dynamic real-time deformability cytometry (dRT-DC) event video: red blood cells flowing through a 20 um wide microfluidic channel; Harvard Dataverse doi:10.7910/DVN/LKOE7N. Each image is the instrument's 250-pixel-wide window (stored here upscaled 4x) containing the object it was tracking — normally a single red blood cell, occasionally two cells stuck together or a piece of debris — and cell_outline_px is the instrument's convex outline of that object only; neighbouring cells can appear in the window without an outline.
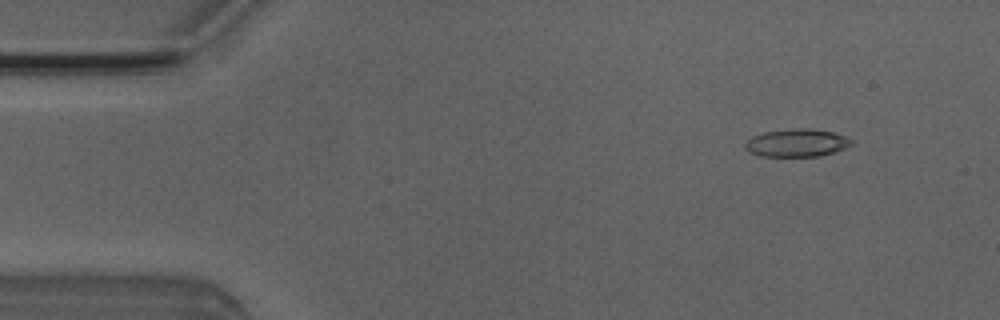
{"species": "Egyptian fruit bat (a non-hibernating species)", "species_latin": "Rousettus aegyptiacus", "temperature_condition": "room temperature", "stored_images_in_passage": 48, "camera_frame_rate_fps": 3000, "um_per_image_px": 0.085, "animal": {"sex": "male"}, "frame": {"image": 1, "passage_image": 5, "time_ms": 1.333, "image_size_px": [1000, 320], "cell_outline_px": [[852, 144], [844, 148], [820, 156], [760, 156], [744, 148], [744, 144], [752, 136], [764, 132], [792, 128], [808, 128], [832, 132], [844, 136], [852, 140]], "centroid_in_image_um": [67.7, 12.14], "position_along_channel_um": 17.3, "area_um2": 17.05}}
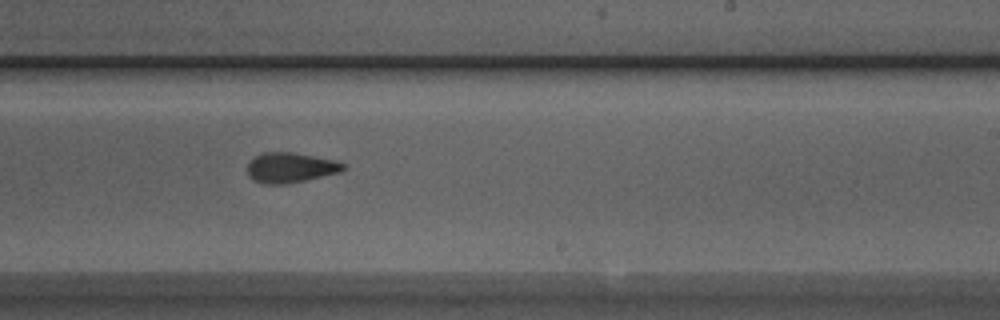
{"frame": {"image": 2, "passage_image": 30, "time_ms": 9.667, "image_size_px": [1000, 320], "cell_outline_px": [[348, 168], [340, 172], [304, 180], [284, 184], [264, 184], [252, 180], [248, 176], [248, 164], [256, 156], [264, 152], [292, 152], [336, 160], [348, 164]], "centroid_in_image_um": [24.73, 14.24], "position_along_channel_um": 264.3, "area_um2": 16.88}}
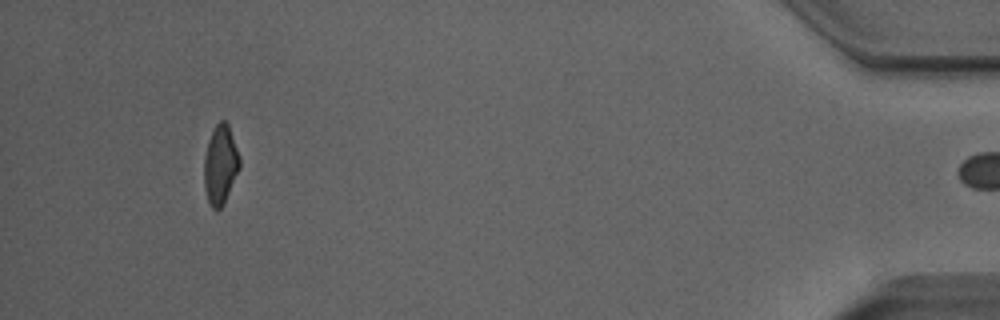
{"frame": {"image": 3, "passage_image": 47, "time_ms": 15.333, "image_size_px": [1000, 320], "cell_outline_px": [[240, 168], [224, 204], [220, 208], [212, 208], [208, 204], [204, 188], [204, 156], [208, 140], [216, 124], [220, 120], [224, 120], [228, 124], [240, 160]], "centroid_in_image_um": [18.71, 14.03], "position_along_channel_um": 416.5, "area_um2": 16.36}, "authors_computed_cell_mechanics": {"area_um2": 17.0799, "velocity_mm_per_s": 4.0502, "shape_relaxation_time_tau1_ms": 6.2105, "shape_relaxation_time_tau2_ms": 2.7907, "deformation_change_tau1": 0.188, "deformation_change_tau2": 0.1164}}